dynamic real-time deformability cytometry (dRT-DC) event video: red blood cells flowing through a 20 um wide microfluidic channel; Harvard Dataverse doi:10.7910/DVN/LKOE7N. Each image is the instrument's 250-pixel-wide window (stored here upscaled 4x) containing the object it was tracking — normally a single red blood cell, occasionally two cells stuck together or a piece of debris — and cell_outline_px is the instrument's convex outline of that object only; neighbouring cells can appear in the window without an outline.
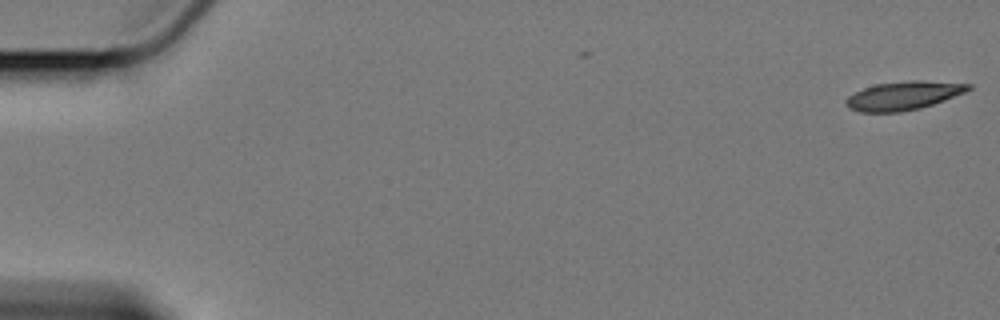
{"species": "Egyptian fruit bat (a non-hibernating species)", "species_latin": "Rousettus aegyptiacus", "temperature_condition": "cold", "stored_images_in_passage": 3, "camera_frame_rate_fps": 3000, "um_per_image_px": 0.085, "animal": {"sex": "female"}, "frame": {"image": 1, "passage_image": 3, "time_ms": 0.667, "image_size_px": [1000, 320], "cell_outline_px": [[972, 88], [964, 92], [944, 100], [920, 108], [900, 112], [860, 112], [848, 108], [844, 104], [844, 100], [848, 96], [864, 88], [876, 84], [912, 80], [924, 80], [972, 84]], "centroid_in_image_um": [76.77, 8.13], "position_along_channel_um": 8.2, "area_um2": 20.35}}